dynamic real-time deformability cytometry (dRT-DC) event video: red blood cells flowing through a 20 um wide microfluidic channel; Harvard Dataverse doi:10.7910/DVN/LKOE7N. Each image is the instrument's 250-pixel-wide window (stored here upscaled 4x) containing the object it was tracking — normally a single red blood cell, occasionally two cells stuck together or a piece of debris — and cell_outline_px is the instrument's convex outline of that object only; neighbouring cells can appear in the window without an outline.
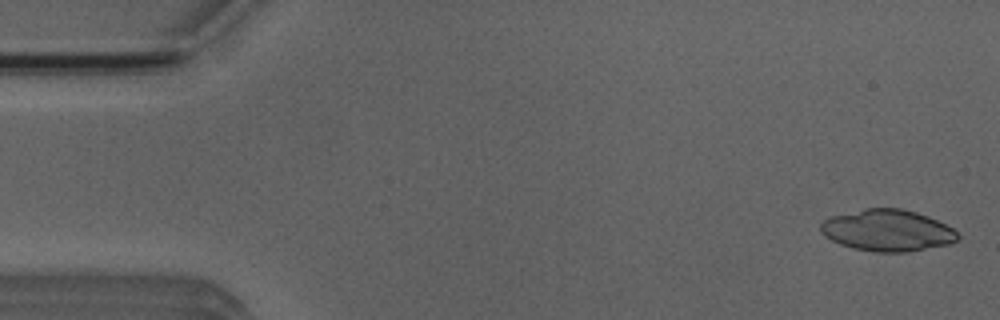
{"species": "Egyptian fruit bat (a non-hibernating species)", "species_latin": "Rousettus aegyptiacus", "temperature_condition": "room temperature", "stored_images_in_passage": 8, "camera_frame_rate_fps": 3000, "um_per_image_px": 0.085, "animal": {"sex": "male"}, "frame": {"image": 1, "passage_image": 1, "time_ms": 0.0, "image_size_px": [1000, 320], "cell_outline_px": [[960, 236], [956, 240], [948, 244], [908, 252], [872, 252], [852, 248], [840, 244], [824, 236], [820, 232], [820, 224], [824, 220], [832, 216], [864, 208], [900, 208], [916, 212], [928, 216], [952, 228]], "centroid_in_image_um": [75.4, 19.59], "position_along_channel_um": 9.6, "area_um2": 33.18}}
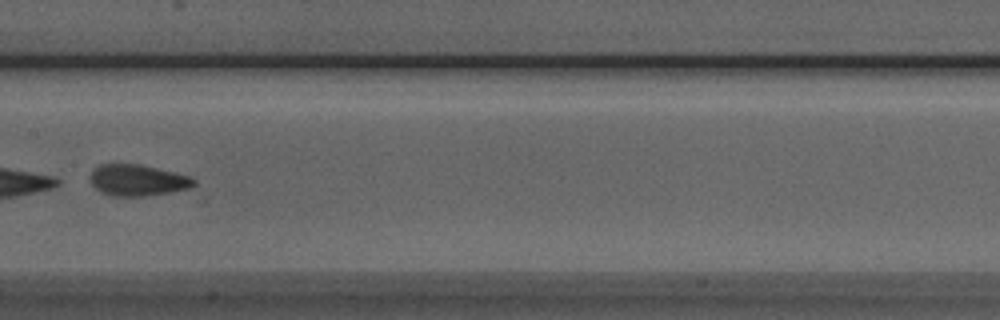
{"frame": {"image": 2, "passage_image": 8, "time_ms": 8.0, "image_size_px": [1000, 320], "cell_outline_px": [[196, 184], [188, 188], [168, 192], [144, 196], [112, 196], [100, 192], [92, 184], [88, 176], [92, 168], [100, 164], [140, 164], [192, 176], [196, 180]], "centroid_in_image_um": [11.66, 15.3], "position_along_channel_um": 195.7, "area_um2": 19.07}}